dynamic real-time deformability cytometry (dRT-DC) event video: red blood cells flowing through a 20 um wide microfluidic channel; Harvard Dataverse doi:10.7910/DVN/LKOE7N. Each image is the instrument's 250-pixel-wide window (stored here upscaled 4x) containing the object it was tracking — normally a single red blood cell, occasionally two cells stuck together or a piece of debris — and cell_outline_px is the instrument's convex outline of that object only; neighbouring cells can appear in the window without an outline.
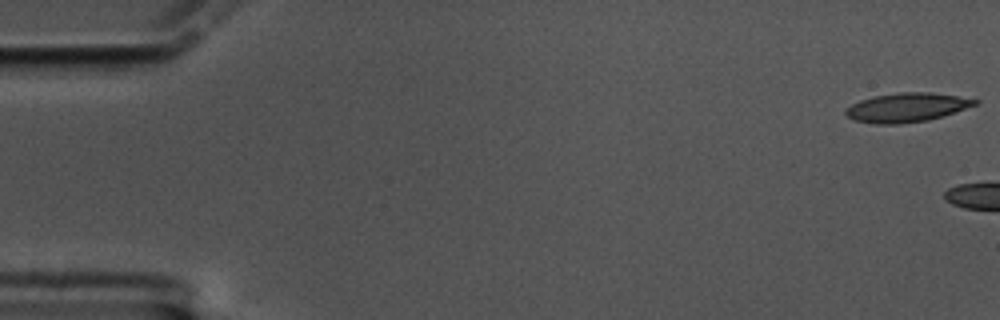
{"species": "common noctule bat (a hibernating species)", "species_latin": "Nyctalus noctula", "temperature_condition": "cold", "stored_images_in_passage": 4, "camera_frame_rate_fps": 3000, "um_per_image_px": 0.085, "animal": {"sex": "male", "body_mass_g": 17.5, "forearm_length_mm": 52.3}, "frame": {"image": 1, "passage_image": 1, "time_ms": 0.0, "image_size_px": [1000, 320], "cell_outline_px": [[980, 100], [976, 104], [928, 120], [900, 124], [876, 124], [852, 120], [844, 112], [844, 108], [860, 100], [872, 96], [900, 92], [928, 92], [956, 96]], "centroid_in_image_um": [76.98, 9.13], "position_along_channel_um": 8.0, "area_um2": 21.68}}